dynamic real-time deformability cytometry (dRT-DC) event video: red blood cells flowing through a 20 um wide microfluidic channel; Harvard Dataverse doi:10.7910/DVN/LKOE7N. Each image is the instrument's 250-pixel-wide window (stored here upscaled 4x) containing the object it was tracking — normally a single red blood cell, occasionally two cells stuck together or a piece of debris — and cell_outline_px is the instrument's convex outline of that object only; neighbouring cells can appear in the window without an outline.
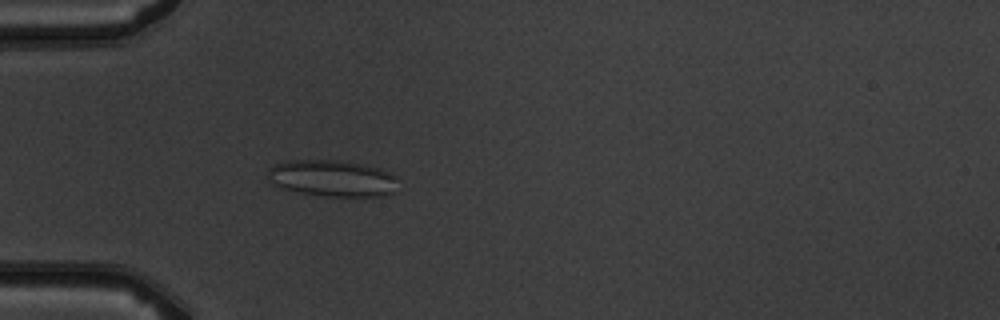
{"species": "common noctule bat (a hibernating species)", "species_latin": "Nyctalus noctula", "temperature_condition": "warm", "stored_images_in_passage": 3, "camera_frame_rate_fps": 3000, "um_per_image_px": 0.085, "animal": {"sex": "male", "body_mass_g": 19.5, "forearm_length_mm": 54.6}, "frame": {"image": 1, "passage_image": 3, "time_ms": 3.0, "image_size_px": [1000, 320], "cell_outline_px": [[396, 192], [384, 196], [324, 196], [284, 188], [272, 184], [268, 176], [268, 168], [276, 164], [288, 160], [336, 160], [360, 164], [380, 168], [396, 176]], "centroid_in_image_um": [28.27, 15.15], "position_along_channel_um": 56.7, "area_um2": 27.51}}